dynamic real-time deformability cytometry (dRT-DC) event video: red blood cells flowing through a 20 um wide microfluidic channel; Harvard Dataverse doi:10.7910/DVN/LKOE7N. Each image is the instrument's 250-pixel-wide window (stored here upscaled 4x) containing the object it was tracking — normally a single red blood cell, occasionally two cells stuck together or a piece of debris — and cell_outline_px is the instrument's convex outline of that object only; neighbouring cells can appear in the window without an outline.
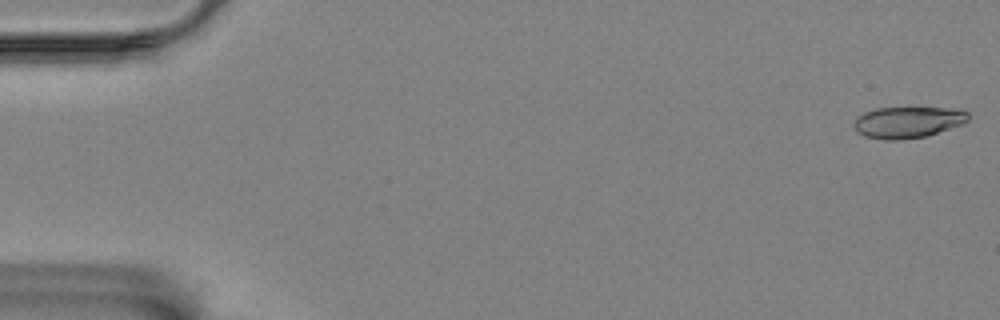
{"species": "Egyptian fruit bat (a non-hibernating species)", "species_latin": "Rousettus aegyptiacus", "temperature_condition": "room temperature", "stored_images_in_passage": 58, "camera_frame_rate_fps": 3000, "um_per_image_px": 0.085, "animal": {"sex": "female"}, "frame": {"image": 1, "passage_image": 1, "time_ms": 0.0, "image_size_px": [1000, 320], "cell_outline_px": [[968, 120], [964, 124], [924, 136], [900, 140], [884, 140], [864, 136], [856, 132], [852, 124], [856, 116], [864, 112], [876, 108], [960, 108], [968, 112]], "centroid_in_image_um": [77.13, 10.38], "position_along_channel_um": 7.9, "area_um2": 21.1}}
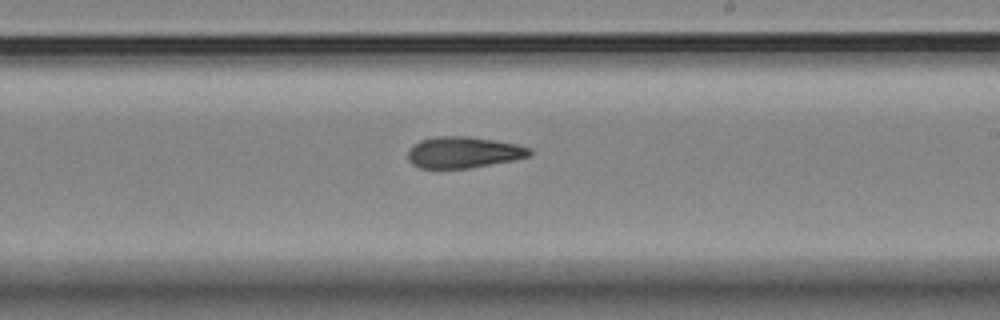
{"frame": {"image": 2, "passage_image": 34, "time_ms": 11.0, "image_size_px": [1000, 320], "cell_outline_px": [[532, 152], [528, 156], [512, 160], [468, 168], [420, 168], [412, 164], [408, 160], [408, 152], [412, 144], [420, 140], [436, 136], [468, 136], [516, 144], [532, 148]], "centroid_in_image_um": [39.35, 12.94], "position_along_channel_um": 249.6, "area_um2": 22.08}}
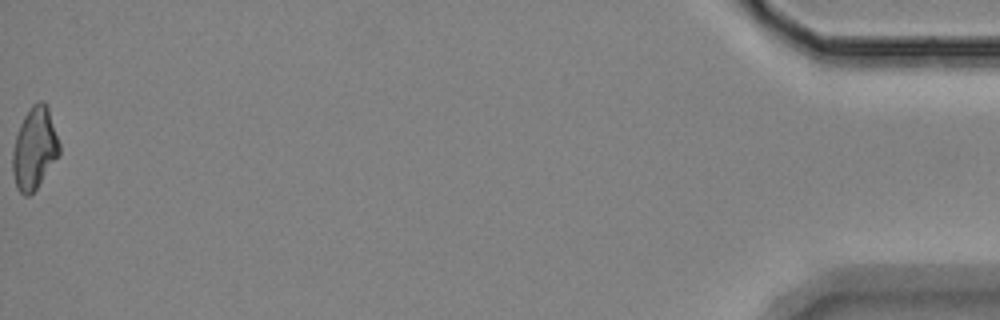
{"frame": {"image": 3, "passage_image": 58, "time_ms": 19.0, "image_size_px": [1000, 320], "cell_outline_px": [[60, 152], [36, 188], [28, 196], [24, 196], [16, 188], [12, 172], [12, 152], [16, 136], [20, 124], [24, 116], [32, 104], [40, 100], [44, 100], [48, 108], [60, 144]], "centroid_in_image_um": [2.91, 12.6], "position_along_channel_um": 432.3, "area_um2": 22.08}, "authors_computed_cell_mechanics": {"area_um2": 22.1952, "velocity_mm_per_s": 3.4708, "shape_relaxation_time_tau1_ms": null, "shape_relaxation_time_tau2_ms": 5.7088, "deformation_change_tau1": null, "deformation_change_tau2": 0.1414}}